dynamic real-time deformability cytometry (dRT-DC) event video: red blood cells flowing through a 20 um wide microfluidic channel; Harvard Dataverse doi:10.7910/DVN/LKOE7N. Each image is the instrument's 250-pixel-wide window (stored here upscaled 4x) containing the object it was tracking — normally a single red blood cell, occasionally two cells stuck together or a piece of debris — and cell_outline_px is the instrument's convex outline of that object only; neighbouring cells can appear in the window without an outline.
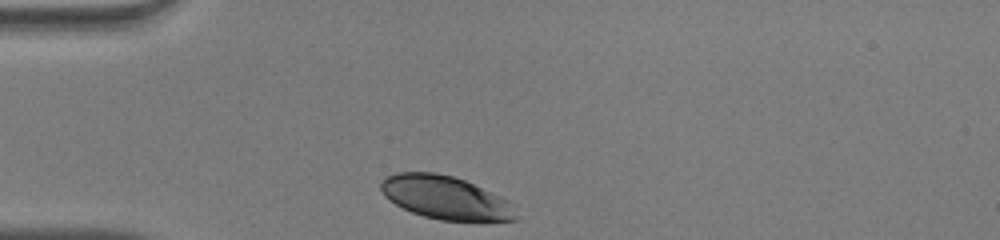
{"species": "human", "species_latin": "Homo sapiens", "temperature_condition": "warm", "stored_images_in_passage": 29, "camera_frame_rate_fps": 3000, "um_per_image_px": 0.085, "donor": {"sex": "male"}, "frame": {"image": 1, "passage_image": 1, "time_ms": 0.0, "image_size_px": [1000, 240], "cell_outline_px": [[520, 220], [484, 224], [440, 220], [424, 216], [412, 212], [396, 204], [384, 196], [380, 188], [380, 184], [388, 176], [396, 172], [436, 172], [452, 176], [464, 180], [500, 196], [508, 200], [512, 204]], "centroid_in_image_um": [37.97, 16.86], "position_along_channel_um": 47.0, "area_um2": 34.85}}
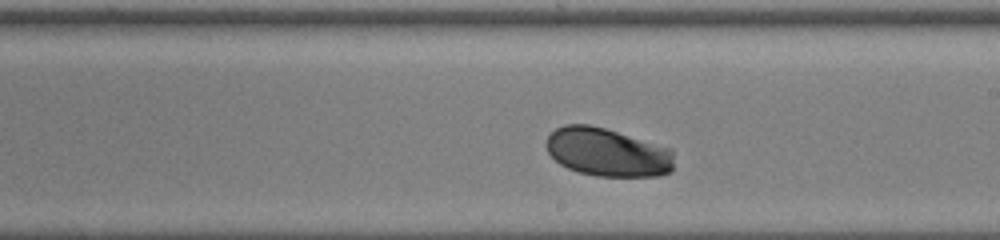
{"frame": {"image": 2, "passage_image": 17, "time_ms": 5.333, "image_size_px": [1000, 240], "cell_outline_px": [[672, 172], [660, 176], [596, 176], [580, 172], [568, 168], [560, 164], [548, 152], [544, 144], [548, 136], [556, 128], [564, 124], [588, 124], [604, 128], [672, 148]], "centroid_in_image_um": [51.62, 12.94], "position_along_channel_um": 237.4, "area_um2": 36.07}}
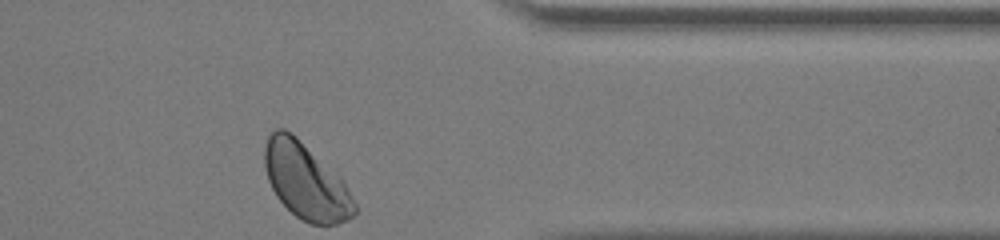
{"frame": {"image": 3, "passage_image": 29, "time_ms": 9.333, "image_size_px": [1000, 240], "cell_outline_px": [[356, 212], [348, 220], [336, 224], [312, 224], [300, 220], [276, 196], [268, 180], [264, 168], [264, 148], [268, 136], [276, 128], [284, 128], [292, 132], [340, 176], [344, 180], [356, 204]], "centroid_in_image_um": [25.99, 15.39], "position_along_channel_um": 385.4, "area_um2": 39.94}, "authors_computed_cell_mechanics": {"area_um2": 36.1828, "velocity_mm_per_s": 3.9964, "shape_relaxation_time_tau1_ms": 1.6264, "shape_relaxation_time_tau2_ms": null, "deformation_change_tau1": 0.1017, "deformation_change_tau2": null}}